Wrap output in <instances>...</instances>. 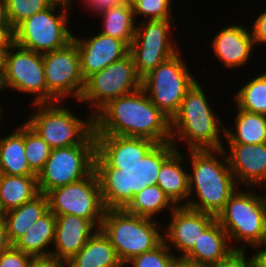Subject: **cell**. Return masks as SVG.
Wrapping results in <instances>:
<instances>
[{
  "label": "cell",
  "mask_w": 266,
  "mask_h": 267,
  "mask_svg": "<svg viewBox=\"0 0 266 267\" xmlns=\"http://www.w3.org/2000/svg\"><path fill=\"white\" fill-rule=\"evenodd\" d=\"M95 135L140 137L157 144L171 142V120L149 99L141 87L110 100L95 115Z\"/></svg>",
  "instance_id": "6da1fadb"
},
{
  "label": "cell",
  "mask_w": 266,
  "mask_h": 267,
  "mask_svg": "<svg viewBox=\"0 0 266 267\" xmlns=\"http://www.w3.org/2000/svg\"><path fill=\"white\" fill-rule=\"evenodd\" d=\"M171 142L156 144L139 162L95 163L106 209H124L147 186L156 185L162 164L177 150Z\"/></svg>",
  "instance_id": "7a4b0ae2"
},
{
  "label": "cell",
  "mask_w": 266,
  "mask_h": 267,
  "mask_svg": "<svg viewBox=\"0 0 266 267\" xmlns=\"http://www.w3.org/2000/svg\"><path fill=\"white\" fill-rule=\"evenodd\" d=\"M188 152L193 171L188 174L189 196L196 193L198 201L189 198L183 206L217 216L238 187L225 155L226 150L222 148Z\"/></svg>",
  "instance_id": "3957f363"
},
{
  "label": "cell",
  "mask_w": 266,
  "mask_h": 267,
  "mask_svg": "<svg viewBox=\"0 0 266 267\" xmlns=\"http://www.w3.org/2000/svg\"><path fill=\"white\" fill-rule=\"evenodd\" d=\"M206 97L197 80L186 91L178 113L171 119V143L174 146L178 138L186 141L189 150L224 148L219 132L225 128Z\"/></svg>",
  "instance_id": "277c9868"
},
{
  "label": "cell",
  "mask_w": 266,
  "mask_h": 267,
  "mask_svg": "<svg viewBox=\"0 0 266 267\" xmlns=\"http://www.w3.org/2000/svg\"><path fill=\"white\" fill-rule=\"evenodd\" d=\"M157 224L151 218L129 213L125 209H106L100 230L110 240L125 266L132 258L155 249L164 241L158 230L162 226Z\"/></svg>",
  "instance_id": "5b68a950"
},
{
  "label": "cell",
  "mask_w": 266,
  "mask_h": 267,
  "mask_svg": "<svg viewBox=\"0 0 266 267\" xmlns=\"http://www.w3.org/2000/svg\"><path fill=\"white\" fill-rule=\"evenodd\" d=\"M216 220L228 234L229 240L242 241L253 248L266 243V205L264 196L247 191H236L217 214Z\"/></svg>",
  "instance_id": "8992f818"
},
{
  "label": "cell",
  "mask_w": 266,
  "mask_h": 267,
  "mask_svg": "<svg viewBox=\"0 0 266 267\" xmlns=\"http://www.w3.org/2000/svg\"><path fill=\"white\" fill-rule=\"evenodd\" d=\"M57 103L33 104L37 107L26 123L52 148L83 145L94 133V114L79 119Z\"/></svg>",
  "instance_id": "52a82bcc"
},
{
  "label": "cell",
  "mask_w": 266,
  "mask_h": 267,
  "mask_svg": "<svg viewBox=\"0 0 266 267\" xmlns=\"http://www.w3.org/2000/svg\"><path fill=\"white\" fill-rule=\"evenodd\" d=\"M95 133L83 144L51 150L44 167L37 175L39 193L84 179L95 170Z\"/></svg>",
  "instance_id": "ba28073f"
},
{
  "label": "cell",
  "mask_w": 266,
  "mask_h": 267,
  "mask_svg": "<svg viewBox=\"0 0 266 267\" xmlns=\"http://www.w3.org/2000/svg\"><path fill=\"white\" fill-rule=\"evenodd\" d=\"M179 53L142 79V88L151 102L170 120L178 113L186 91L196 81Z\"/></svg>",
  "instance_id": "9c48e42d"
},
{
  "label": "cell",
  "mask_w": 266,
  "mask_h": 267,
  "mask_svg": "<svg viewBox=\"0 0 266 267\" xmlns=\"http://www.w3.org/2000/svg\"><path fill=\"white\" fill-rule=\"evenodd\" d=\"M63 9L55 14L57 8ZM63 6L51 4L30 18L22 21L15 29L13 42L18 46L39 54L52 52L67 46L73 41L68 30V10Z\"/></svg>",
  "instance_id": "30bf717a"
},
{
  "label": "cell",
  "mask_w": 266,
  "mask_h": 267,
  "mask_svg": "<svg viewBox=\"0 0 266 267\" xmlns=\"http://www.w3.org/2000/svg\"><path fill=\"white\" fill-rule=\"evenodd\" d=\"M49 210L55 215H75L100 229L105 213L98 176L94 170L84 179L47 193Z\"/></svg>",
  "instance_id": "8fae6325"
},
{
  "label": "cell",
  "mask_w": 266,
  "mask_h": 267,
  "mask_svg": "<svg viewBox=\"0 0 266 267\" xmlns=\"http://www.w3.org/2000/svg\"><path fill=\"white\" fill-rule=\"evenodd\" d=\"M141 87L142 79L137 75L133 57L128 54L88 77L79 102L90 101L95 107V115L110 100L130 94Z\"/></svg>",
  "instance_id": "7c38bea8"
},
{
  "label": "cell",
  "mask_w": 266,
  "mask_h": 267,
  "mask_svg": "<svg viewBox=\"0 0 266 267\" xmlns=\"http://www.w3.org/2000/svg\"><path fill=\"white\" fill-rule=\"evenodd\" d=\"M47 86V103L60 102L66 96L79 101L85 80L81 73L79 49L74 41L67 46L42 54ZM62 99V100H61Z\"/></svg>",
  "instance_id": "4fadbf2b"
},
{
  "label": "cell",
  "mask_w": 266,
  "mask_h": 267,
  "mask_svg": "<svg viewBox=\"0 0 266 267\" xmlns=\"http://www.w3.org/2000/svg\"><path fill=\"white\" fill-rule=\"evenodd\" d=\"M171 22L175 23V20L146 19L142 27L136 26L129 54L133 57L137 75L141 79L179 52L169 38Z\"/></svg>",
  "instance_id": "5bb4252c"
},
{
  "label": "cell",
  "mask_w": 266,
  "mask_h": 267,
  "mask_svg": "<svg viewBox=\"0 0 266 267\" xmlns=\"http://www.w3.org/2000/svg\"><path fill=\"white\" fill-rule=\"evenodd\" d=\"M6 86L19 92L35 94L32 104L47 103L42 54L22 48L12 41L6 53L5 74L0 90Z\"/></svg>",
  "instance_id": "9a60e30c"
},
{
  "label": "cell",
  "mask_w": 266,
  "mask_h": 267,
  "mask_svg": "<svg viewBox=\"0 0 266 267\" xmlns=\"http://www.w3.org/2000/svg\"><path fill=\"white\" fill-rule=\"evenodd\" d=\"M171 213L172 220L167 229L164 227L167 231L164 241L169 249H171L170 246H174L182 252L178 257H184L198 242L204 231L216 220V216L193 210L182 204Z\"/></svg>",
  "instance_id": "2e32d148"
},
{
  "label": "cell",
  "mask_w": 266,
  "mask_h": 267,
  "mask_svg": "<svg viewBox=\"0 0 266 267\" xmlns=\"http://www.w3.org/2000/svg\"><path fill=\"white\" fill-rule=\"evenodd\" d=\"M79 49L81 73L84 80L129 54L121 40L99 33L87 40L73 36Z\"/></svg>",
  "instance_id": "e0dca14e"
},
{
  "label": "cell",
  "mask_w": 266,
  "mask_h": 267,
  "mask_svg": "<svg viewBox=\"0 0 266 267\" xmlns=\"http://www.w3.org/2000/svg\"><path fill=\"white\" fill-rule=\"evenodd\" d=\"M228 144L230 154L226 157L237 184L266 186V143Z\"/></svg>",
  "instance_id": "ac0fdd59"
},
{
  "label": "cell",
  "mask_w": 266,
  "mask_h": 267,
  "mask_svg": "<svg viewBox=\"0 0 266 267\" xmlns=\"http://www.w3.org/2000/svg\"><path fill=\"white\" fill-rule=\"evenodd\" d=\"M95 228V229H94ZM87 219L75 215H56L54 251L50 259L62 263L71 260L97 231Z\"/></svg>",
  "instance_id": "d6986e66"
},
{
  "label": "cell",
  "mask_w": 266,
  "mask_h": 267,
  "mask_svg": "<svg viewBox=\"0 0 266 267\" xmlns=\"http://www.w3.org/2000/svg\"><path fill=\"white\" fill-rule=\"evenodd\" d=\"M95 163L139 162L157 143L140 137L95 135Z\"/></svg>",
  "instance_id": "ffe728a7"
},
{
  "label": "cell",
  "mask_w": 266,
  "mask_h": 267,
  "mask_svg": "<svg viewBox=\"0 0 266 267\" xmlns=\"http://www.w3.org/2000/svg\"><path fill=\"white\" fill-rule=\"evenodd\" d=\"M211 43L217 58L230 69L246 64L256 46L251 31L235 24L222 28Z\"/></svg>",
  "instance_id": "44dd1931"
},
{
  "label": "cell",
  "mask_w": 266,
  "mask_h": 267,
  "mask_svg": "<svg viewBox=\"0 0 266 267\" xmlns=\"http://www.w3.org/2000/svg\"><path fill=\"white\" fill-rule=\"evenodd\" d=\"M228 241V234L215 220L183 258L206 266L216 264L238 250V247H230Z\"/></svg>",
  "instance_id": "7402d4cb"
},
{
  "label": "cell",
  "mask_w": 266,
  "mask_h": 267,
  "mask_svg": "<svg viewBox=\"0 0 266 267\" xmlns=\"http://www.w3.org/2000/svg\"><path fill=\"white\" fill-rule=\"evenodd\" d=\"M56 215L50 210L38 219L13 246L35 259H50L51 251L45 249L55 238Z\"/></svg>",
  "instance_id": "603a6c76"
},
{
  "label": "cell",
  "mask_w": 266,
  "mask_h": 267,
  "mask_svg": "<svg viewBox=\"0 0 266 267\" xmlns=\"http://www.w3.org/2000/svg\"><path fill=\"white\" fill-rule=\"evenodd\" d=\"M66 265L67 267H124L114 246L100 229Z\"/></svg>",
  "instance_id": "cb8c5ba5"
},
{
  "label": "cell",
  "mask_w": 266,
  "mask_h": 267,
  "mask_svg": "<svg viewBox=\"0 0 266 267\" xmlns=\"http://www.w3.org/2000/svg\"><path fill=\"white\" fill-rule=\"evenodd\" d=\"M49 211L47 194L39 193L32 200L4 213L9 240L14 244L38 219Z\"/></svg>",
  "instance_id": "d4e9b609"
},
{
  "label": "cell",
  "mask_w": 266,
  "mask_h": 267,
  "mask_svg": "<svg viewBox=\"0 0 266 267\" xmlns=\"http://www.w3.org/2000/svg\"><path fill=\"white\" fill-rule=\"evenodd\" d=\"M184 155L177 149L161 166L157 185L169 199L179 206V202L189 200V181L186 170L181 166Z\"/></svg>",
  "instance_id": "484cf974"
},
{
  "label": "cell",
  "mask_w": 266,
  "mask_h": 267,
  "mask_svg": "<svg viewBox=\"0 0 266 267\" xmlns=\"http://www.w3.org/2000/svg\"><path fill=\"white\" fill-rule=\"evenodd\" d=\"M0 173L36 175L29 167L24 145V124L8 136L0 137Z\"/></svg>",
  "instance_id": "4316f807"
},
{
  "label": "cell",
  "mask_w": 266,
  "mask_h": 267,
  "mask_svg": "<svg viewBox=\"0 0 266 267\" xmlns=\"http://www.w3.org/2000/svg\"><path fill=\"white\" fill-rule=\"evenodd\" d=\"M38 194L37 175L17 176L0 173V201L4 212L21 206Z\"/></svg>",
  "instance_id": "83f0119b"
},
{
  "label": "cell",
  "mask_w": 266,
  "mask_h": 267,
  "mask_svg": "<svg viewBox=\"0 0 266 267\" xmlns=\"http://www.w3.org/2000/svg\"><path fill=\"white\" fill-rule=\"evenodd\" d=\"M235 133L225 128L224 135L228 143L260 144L266 143V115L237 110Z\"/></svg>",
  "instance_id": "f1b7e54d"
},
{
  "label": "cell",
  "mask_w": 266,
  "mask_h": 267,
  "mask_svg": "<svg viewBox=\"0 0 266 267\" xmlns=\"http://www.w3.org/2000/svg\"><path fill=\"white\" fill-rule=\"evenodd\" d=\"M106 36L123 41L128 47L132 44L136 31L132 5L114 6L100 14Z\"/></svg>",
  "instance_id": "f546056e"
},
{
  "label": "cell",
  "mask_w": 266,
  "mask_h": 267,
  "mask_svg": "<svg viewBox=\"0 0 266 267\" xmlns=\"http://www.w3.org/2000/svg\"><path fill=\"white\" fill-rule=\"evenodd\" d=\"M172 212L177 206L169 199L165 192L156 184L147 186L124 208L127 212L141 217L151 218L160 213L165 208Z\"/></svg>",
  "instance_id": "4dcf8cb0"
},
{
  "label": "cell",
  "mask_w": 266,
  "mask_h": 267,
  "mask_svg": "<svg viewBox=\"0 0 266 267\" xmlns=\"http://www.w3.org/2000/svg\"><path fill=\"white\" fill-rule=\"evenodd\" d=\"M235 95L238 109L266 115V73L248 81Z\"/></svg>",
  "instance_id": "1f68e13d"
},
{
  "label": "cell",
  "mask_w": 266,
  "mask_h": 267,
  "mask_svg": "<svg viewBox=\"0 0 266 267\" xmlns=\"http://www.w3.org/2000/svg\"><path fill=\"white\" fill-rule=\"evenodd\" d=\"M24 145L28 165L38 175L49 158L52 148L27 123H24Z\"/></svg>",
  "instance_id": "d6a6232c"
},
{
  "label": "cell",
  "mask_w": 266,
  "mask_h": 267,
  "mask_svg": "<svg viewBox=\"0 0 266 267\" xmlns=\"http://www.w3.org/2000/svg\"><path fill=\"white\" fill-rule=\"evenodd\" d=\"M9 20L15 29L22 21L48 8V0H6Z\"/></svg>",
  "instance_id": "836d02e7"
},
{
  "label": "cell",
  "mask_w": 266,
  "mask_h": 267,
  "mask_svg": "<svg viewBox=\"0 0 266 267\" xmlns=\"http://www.w3.org/2000/svg\"><path fill=\"white\" fill-rule=\"evenodd\" d=\"M169 250L165 241H163L155 249L132 258L125 267L130 263L133 264V267H173L177 257Z\"/></svg>",
  "instance_id": "e575fe53"
},
{
  "label": "cell",
  "mask_w": 266,
  "mask_h": 267,
  "mask_svg": "<svg viewBox=\"0 0 266 267\" xmlns=\"http://www.w3.org/2000/svg\"><path fill=\"white\" fill-rule=\"evenodd\" d=\"M171 0H131L134 18L143 15L148 21L171 19Z\"/></svg>",
  "instance_id": "d590c367"
},
{
  "label": "cell",
  "mask_w": 266,
  "mask_h": 267,
  "mask_svg": "<svg viewBox=\"0 0 266 267\" xmlns=\"http://www.w3.org/2000/svg\"><path fill=\"white\" fill-rule=\"evenodd\" d=\"M36 259L12 246L0 255V267H31Z\"/></svg>",
  "instance_id": "8d00e7d4"
},
{
  "label": "cell",
  "mask_w": 266,
  "mask_h": 267,
  "mask_svg": "<svg viewBox=\"0 0 266 267\" xmlns=\"http://www.w3.org/2000/svg\"><path fill=\"white\" fill-rule=\"evenodd\" d=\"M207 267H252V257L246 259L244 250H236L227 259Z\"/></svg>",
  "instance_id": "74e56055"
},
{
  "label": "cell",
  "mask_w": 266,
  "mask_h": 267,
  "mask_svg": "<svg viewBox=\"0 0 266 267\" xmlns=\"http://www.w3.org/2000/svg\"><path fill=\"white\" fill-rule=\"evenodd\" d=\"M14 28L10 23L6 0H0V40H13Z\"/></svg>",
  "instance_id": "f35d334b"
},
{
  "label": "cell",
  "mask_w": 266,
  "mask_h": 267,
  "mask_svg": "<svg viewBox=\"0 0 266 267\" xmlns=\"http://www.w3.org/2000/svg\"><path fill=\"white\" fill-rule=\"evenodd\" d=\"M95 13H103L114 6L131 5V0H83ZM91 7V8H90Z\"/></svg>",
  "instance_id": "ab89813d"
},
{
  "label": "cell",
  "mask_w": 266,
  "mask_h": 267,
  "mask_svg": "<svg viewBox=\"0 0 266 267\" xmlns=\"http://www.w3.org/2000/svg\"><path fill=\"white\" fill-rule=\"evenodd\" d=\"M251 34L254 44L266 43V11H263L255 20L251 29Z\"/></svg>",
  "instance_id": "60d3db41"
},
{
  "label": "cell",
  "mask_w": 266,
  "mask_h": 267,
  "mask_svg": "<svg viewBox=\"0 0 266 267\" xmlns=\"http://www.w3.org/2000/svg\"><path fill=\"white\" fill-rule=\"evenodd\" d=\"M13 244L10 242L7 226L3 219H0V255L9 250Z\"/></svg>",
  "instance_id": "b9f144b4"
},
{
  "label": "cell",
  "mask_w": 266,
  "mask_h": 267,
  "mask_svg": "<svg viewBox=\"0 0 266 267\" xmlns=\"http://www.w3.org/2000/svg\"><path fill=\"white\" fill-rule=\"evenodd\" d=\"M12 40H0V88L5 74L6 53Z\"/></svg>",
  "instance_id": "7bdbcfd3"
},
{
  "label": "cell",
  "mask_w": 266,
  "mask_h": 267,
  "mask_svg": "<svg viewBox=\"0 0 266 267\" xmlns=\"http://www.w3.org/2000/svg\"><path fill=\"white\" fill-rule=\"evenodd\" d=\"M266 247V243L263 244ZM252 267H266V248L257 251L252 255Z\"/></svg>",
  "instance_id": "ee69618b"
},
{
  "label": "cell",
  "mask_w": 266,
  "mask_h": 267,
  "mask_svg": "<svg viewBox=\"0 0 266 267\" xmlns=\"http://www.w3.org/2000/svg\"><path fill=\"white\" fill-rule=\"evenodd\" d=\"M31 267H67V265L52 259H36Z\"/></svg>",
  "instance_id": "f6af8a7d"
},
{
  "label": "cell",
  "mask_w": 266,
  "mask_h": 267,
  "mask_svg": "<svg viewBox=\"0 0 266 267\" xmlns=\"http://www.w3.org/2000/svg\"><path fill=\"white\" fill-rule=\"evenodd\" d=\"M173 267H207V266L186 260L183 257H177Z\"/></svg>",
  "instance_id": "bcb514c9"
},
{
  "label": "cell",
  "mask_w": 266,
  "mask_h": 267,
  "mask_svg": "<svg viewBox=\"0 0 266 267\" xmlns=\"http://www.w3.org/2000/svg\"><path fill=\"white\" fill-rule=\"evenodd\" d=\"M51 4L61 5L65 8H70L72 0H48Z\"/></svg>",
  "instance_id": "7dc6e473"
},
{
  "label": "cell",
  "mask_w": 266,
  "mask_h": 267,
  "mask_svg": "<svg viewBox=\"0 0 266 267\" xmlns=\"http://www.w3.org/2000/svg\"><path fill=\"white\" fill-rule=\"evenodd\" d=\"M4 210H3V207H2V204H1V201H0V219H2L3 218V216H4Z\"/></svg>",
  "instance_id": "c3c4849f"
},
{
  "label": "cell",
  "mask_w": 266,
  "mask_h": 267,
  "mask_svg": "<svg viewBox=\"0 0 266 267\" xmlns=\"http://www.w3.org/2000/svg\"><path fill=\"white\" fill-rule=\"evenodd\" d=\"M0 106H1V105H0ZM1 112H2V108L0 107V119H1V117H2V116H1V115H2Z\"/></svg>",
  "instance_id": "681fc988"
}]
</instances>
